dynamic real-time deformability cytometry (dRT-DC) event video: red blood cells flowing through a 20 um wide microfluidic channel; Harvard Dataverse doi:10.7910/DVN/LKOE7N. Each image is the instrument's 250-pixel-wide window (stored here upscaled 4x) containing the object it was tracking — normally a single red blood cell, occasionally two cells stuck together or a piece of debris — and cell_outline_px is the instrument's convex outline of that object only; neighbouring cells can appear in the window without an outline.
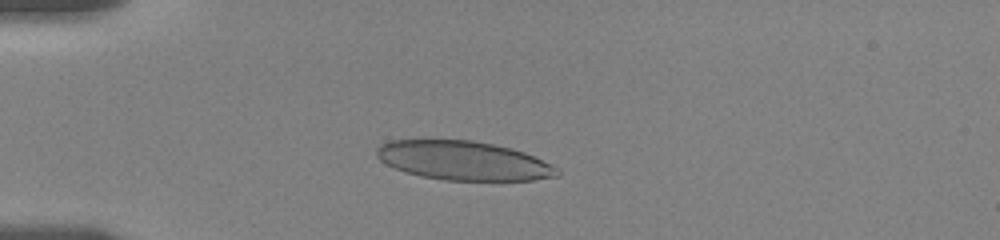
{"species": "human", "species_latin": "Homo sapiens", "temperature_condition": "room temperature", "stored_images_in_passage": 33, "camera_frame_rate_fps": 3000, "um_per_image_px": 0.085, "donor": {"sex": "female"}, "frame": {"image": 1, "passage_image": 8, "time_ms": 3.667, "image_size_px": [1000, 240], "cell_outline_px": [[560, 176], [532, 180], [444, 180], [420, 176], [404, 172], [380, 160], [376, 156], [376, 148], [380, 144], [392, 140], [472, 140], [512, 148], [524, 152], [556, 168], [560, 172]], "centroid_in_image_um": [39.36, 13.65], "position_along_channel_um": 45.6, "area_um2": 40.81}}
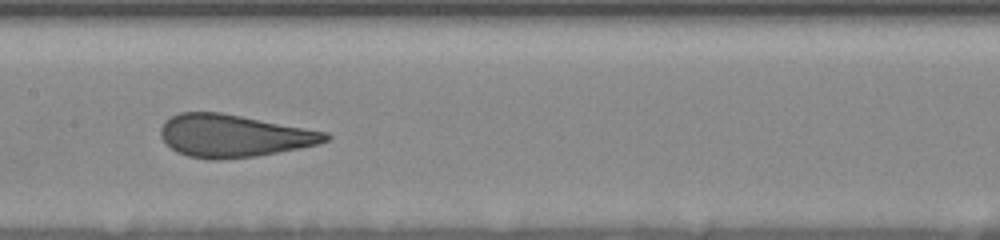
{"frame": {"image": 2, "passage_image": 22, "time_ms": 8.333, "image_size_px": [1000, 240], "cell_outline_px": [[332, 136], [328, 140], [316, 144], [300, 148], [256, 156], [220, 160], [212, 160], [188, 156], [176, 152], [160, 136], [160, 128], [164, 120], [180, 112], [220, 112], [328, 132]], "centroid_in_image_um": [19.84, 11.54], "position_along_channel_um": 187.6, "area_um2": 40.81}}
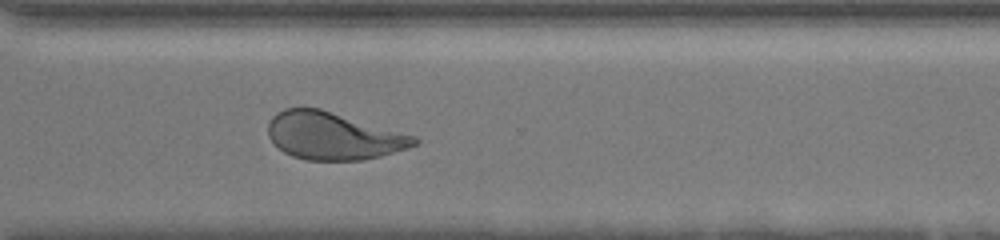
{"frame": {"image": 3, "passage_image": 33, "time_ms": 12.667, "image_size_px": [1000, 240], "cell_outline_px": [[420, 144], [408, 148], [380, 156], [364, 160], [304, 160], [292, 156], [284, 152], [268, 136], [268, 124], [272, 116], [276, 112], [284, 108], [320, 108], [416, 136], [420, 140]], "centroid_in_image_um": [28.34, 11.55], "position_along_channel_um": 342.3, "area_um2": 40.46}}